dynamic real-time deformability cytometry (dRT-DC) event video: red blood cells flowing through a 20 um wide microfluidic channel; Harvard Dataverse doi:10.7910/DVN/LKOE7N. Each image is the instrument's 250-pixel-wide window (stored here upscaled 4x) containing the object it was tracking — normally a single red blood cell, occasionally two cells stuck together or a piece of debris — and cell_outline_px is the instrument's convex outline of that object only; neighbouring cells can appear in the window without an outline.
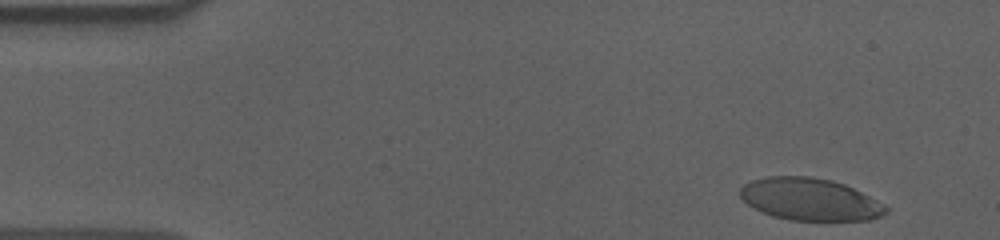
{"species": "human", "species_latin": "Homo sapiens", "temperature_condition": "cold", "stored_images_in_passage": 47, "camera_frame_rate_fps": 3000, "um_per_image_px": 0.085, "donor": {"sex": "male"}, "frame": {"image": 1, "passage_image": 2, "time_ms": 0.333, "image_size_px": [1000, 240], "cell_outline_px": [[888, 212], [880, 216], [868, 220], [788, 220], [772, 216], [748, 204], [740, 196], [740, 188], [744, 184], [752, 180], [768, 176], [808, 176], [832, 180], [844, 184], [884, 204], [888, 208]], "centroid_in_image_um": [68.83, 16.94], "position_along_channel_um": 16.2, "area_um2": 35.6}}
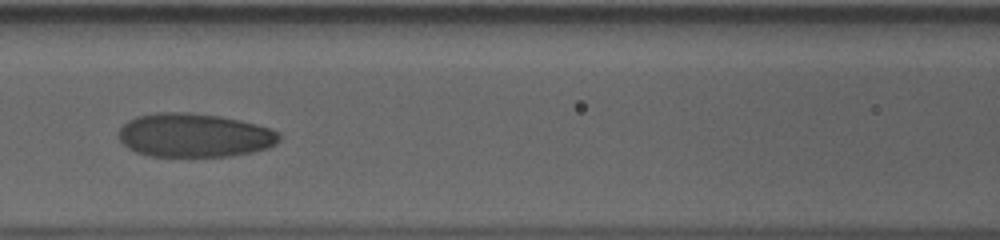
{"frame": {"image": 2, "passage_image": 22, "time_ms": 7.0, "image_size_px": [1000, 240], "cell_outline_px": [[280, 140], [276, 144], [268, 148], [252, 152], [232, 156], [148, 156], [136, 152], [128, 148], [120, 140], [120, 128], [128, 120], [136, 116], [156, 112], [180, 112], [220, 116], [240, 120], [256, 124], [280, 132]], "centroid_in_image_um": [16.53, 11.5], "position_along_channel_um": 150.1, "area_um2": 40.98}}
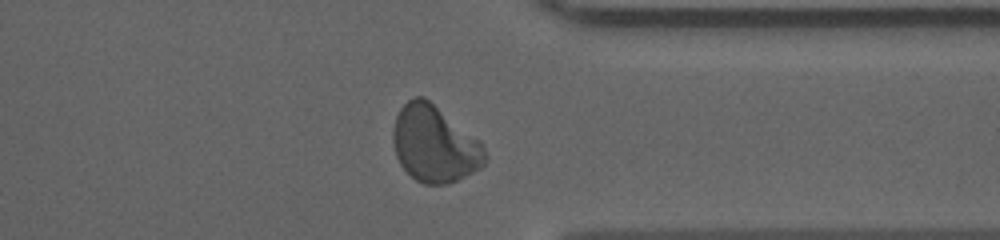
{"frame": {"image": 3, "passage_image": 41, "time_ms": 13.333, "image_size_px": [1000, 240], "cell_outline_px": [[488, 160], [480, 168], [448, 184], [424, 184], [416, 180], [400, 164], [396, 156], [392, 140], [392, 132], [396, 116], [400, 108], [412, 96], [424, 96], [480, 140], [488, 156]], "centroid_in_image_um": [36.93, 12.23], "position_along_channel_um": 374.5, "area_um2": 41.1}, "authors_computed_cell_mechanics": {"area_um2": 39.9398, "velocity_mm_per_s": 3.6043, "shape_relaxation_time_tau1_ms": 5.7523, "shape_relaxation_time_tau2_ms": 1.5683, "deformation_change_tau1": 0.1965, "deformation_change_tau2": 0.0543}}